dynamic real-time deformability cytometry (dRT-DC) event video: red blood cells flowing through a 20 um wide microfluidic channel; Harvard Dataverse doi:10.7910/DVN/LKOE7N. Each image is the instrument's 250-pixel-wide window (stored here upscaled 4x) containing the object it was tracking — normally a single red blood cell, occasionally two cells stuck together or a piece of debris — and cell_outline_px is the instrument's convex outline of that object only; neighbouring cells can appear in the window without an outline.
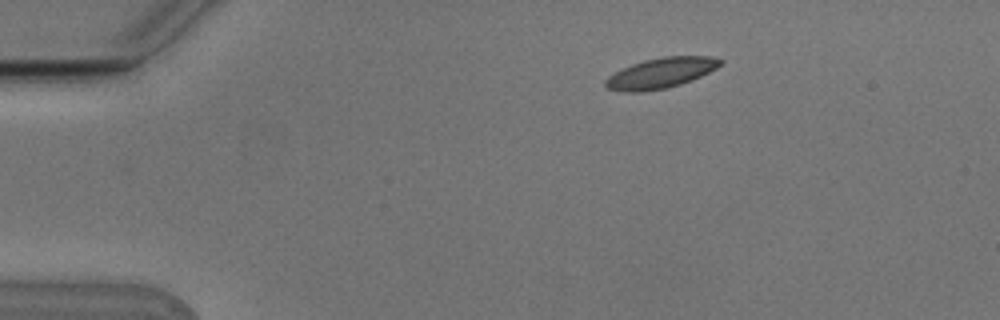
{"species": "Egyptian fruit bat (a non-hibernating species)", "species_latin": "Rousettus aegyptiacus", "temperature_condition": "cold", "stored_images_in_passage": 2, "camera_frame_rate_fps": 3000, "um_per_image_px": 0.085, "animal": {"sex": "male"}, "frame": {"image": 1, "passage_image": 1, "time_ms": 0.0, "image_size_px": [1000, 320], "cell_outline_px": [[724, 60], [716, 68], [692, 80], [680, 84], [664, 88], [640, 92], [624, 92], [608, 88], [604, 84], [604, 80], [608, 76], [632, 64], [644, 60], [664, 56], [712, 56]], "centroid_in_image_um": [56.17, 6.2], "position_along_channel_um": 28.8, "area_um2": 20.11}}